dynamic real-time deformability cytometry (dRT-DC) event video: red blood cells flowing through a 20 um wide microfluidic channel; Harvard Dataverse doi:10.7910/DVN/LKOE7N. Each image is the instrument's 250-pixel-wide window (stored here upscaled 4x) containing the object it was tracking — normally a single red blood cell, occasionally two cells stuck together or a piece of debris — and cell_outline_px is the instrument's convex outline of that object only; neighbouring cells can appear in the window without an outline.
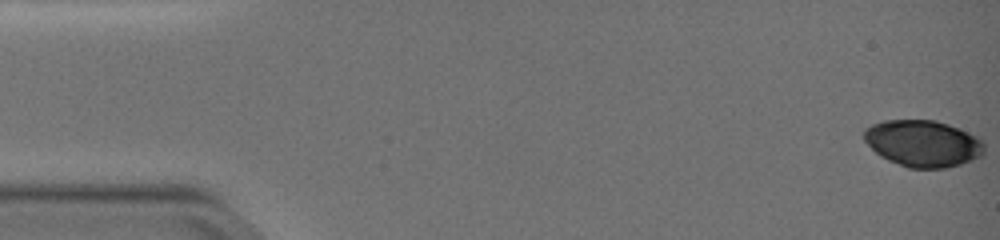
{"species": "common noctule bat (a hibernating species)", "species_latin": "Nyctalus noctula", "temperature_condition": "warm", "stored_images_in_passage": 51, "camera_frame_rate_fps": 3000, "um_per_image_px": 0.085, "animal": {"sex": "female", "body_mass_g": 19.0, "forearm_length_mm": 51.5}, "frame": {"image": 1, "passage_image": 1, "time_ms": 0.0, "image_size_px": [1000, 240], "cell_outline_px": [[984, 152], [980, 156], [972, 160], [960, 164], [944, 168], [908, 168], [888, 160], [880, 156], [864, 140], [864, 128], [872, 124], [884, 120], [936, 120], [948, 124], [968, 132], [976, 136], [984, 144]], "centroid_in_image_um": [78.43, 12.19], "position_along_channel_um": 6.6, "area_um2": 32.6}}
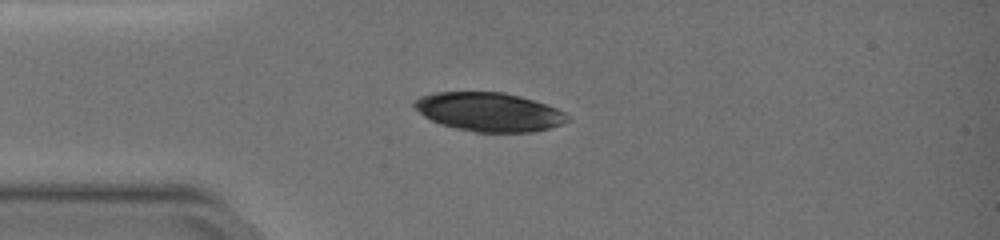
{"frame": {"image": 2, "passage_image": 14, "time_ms": 4.333, "image_size_px": [1000, 240], "cell_outline_px": [[572, 116], [568, 120], [560, 124], [548, 128], [532, 132], [476, 132], [456, 128], [440, 124], [424, 116], [412, 104], [412, 100], [420, 96], [436, 92], [504, 92], [532, 100], [556, 108]], "centroid_in_image_um": [41.54, 9.51], "position_along_channel_um": 43.5, "area_um2": 34.45}}